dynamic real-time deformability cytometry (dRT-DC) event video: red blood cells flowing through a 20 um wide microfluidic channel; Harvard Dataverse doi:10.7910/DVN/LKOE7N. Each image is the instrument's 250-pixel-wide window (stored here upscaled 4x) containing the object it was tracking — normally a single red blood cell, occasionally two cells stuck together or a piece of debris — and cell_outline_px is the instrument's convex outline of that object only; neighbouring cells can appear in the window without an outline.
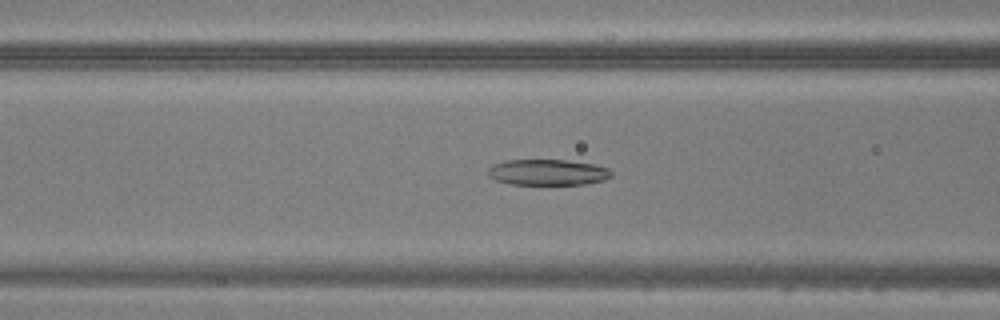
{"species": "common noctule bat (a hibernating species)", "species_latin": "Nyctalus noctula", "temperature_condition": "warm", "stored_images_in_passage": 47, "camera_frame_rate_fps": 3000, "um_per_image_px": 0.085, "animal": {"sex": "male", "body_mass_g": 20.5, "forearm_length_mm": 52.5}, "frame": {"image": 1, "passage_image": 19, "time_ms": 6.0, "image_size_px": [1000, 320], "cell_outline_px": [[612, 176], [604, 180], [584, 184], [512, 184], [496, 180], [488, 176], [488, 168], [492, 164], [504, 160], [564, 160], [596, 164], [608, 168], [612, 172]], "centroid_in_image_um": [46.55, 14.63], "position_along_channel_um": 120.0, "area_um2": 18.67}}
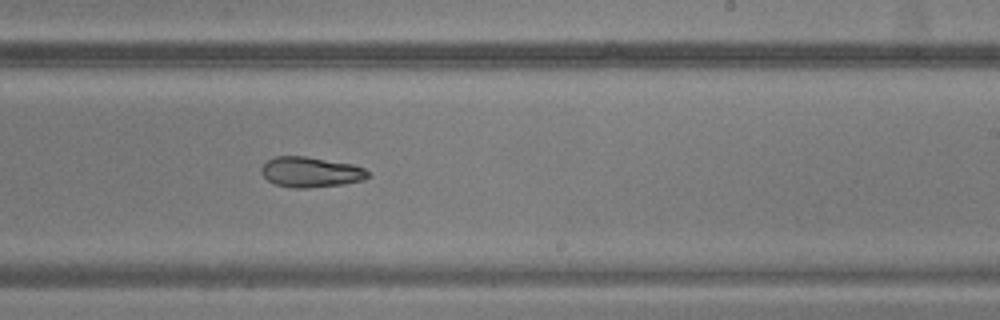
{"frame": {"image": 2, "passage_image": 29, "time_ms": 9.333, "image_size_px": [1000, 320], "cell_outline_px": [[368, 176], [364, 180], [344, 184], [308, 188], [292, 188], [272, 184], [260, 172], [260, 168], [268, 160], [276, 156], [304, 156], [352, 164], [364, 168], [368, 172]], "centroid_in_image_um": [26.38, 14.64], "position_along_channel_um": 262.6, "area_um2": 18.9}}
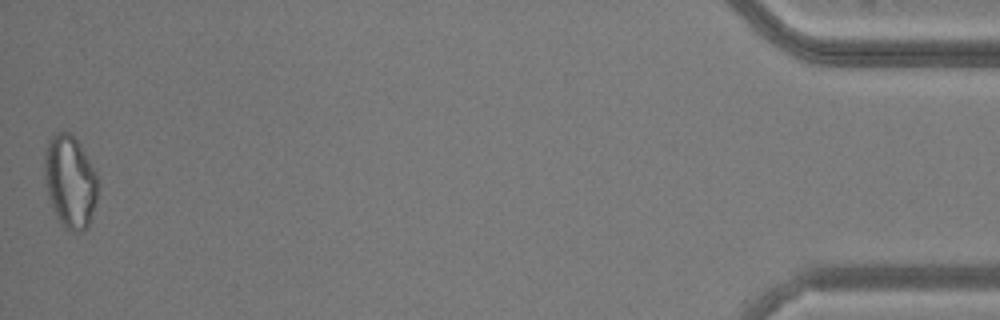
{"frame": {"image": 3, "passage_image": 47, "time_ms": 15.333, "image_size_px": [1000, 320], "cell_outline_px": [[100, 188], [96, 204], [88, 228], [80, 232], [72, 232], [64, 228], [56, 216], [48, 196], [44, 176], [44, 156], [48, 140], [52, 136], [60, 132], [68, 132], [80, 144], [96, 172], [100, 184]], "centroid_in_image_um": [5.99, 15.48], "position_along_channel_um": 429.2, "area_um2": 29.25}}